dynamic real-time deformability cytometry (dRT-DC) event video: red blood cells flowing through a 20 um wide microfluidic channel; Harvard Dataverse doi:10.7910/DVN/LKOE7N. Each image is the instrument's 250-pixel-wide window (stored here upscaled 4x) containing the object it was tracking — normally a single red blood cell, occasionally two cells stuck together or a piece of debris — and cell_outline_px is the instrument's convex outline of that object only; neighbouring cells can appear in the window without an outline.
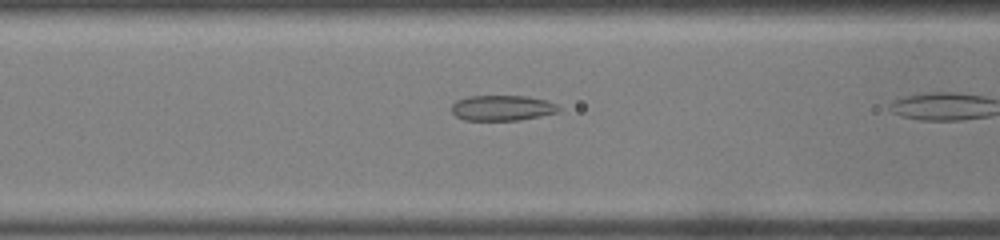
{"species": "common noctule bat (a hibernating species)", "species_latin": "Nyctalus noctula", "temperature_condition": "warm", "stored_images_in_passage": 10, "camera_frame_rate_fps": 3000, "um_per_image_px": 0.085, "animal": {"sex": "male", "body_mass_g": 19.0, "forearm_length_mm": 50.8}, "frame": {"image": 1, "passage_image": 7, "time_ms": 2.0, "image_size_px": [1000, 240], "cell_outline_px": [[560, 112], [540, 116], [516, 120], [464, 120], [456, 116], [452, 112], [452, 104], [456, 100], [468, 96], [528, 96], [548, 100], [556, 104], [560, 108]], "centroid_in_image_um": [42.7, 9.17], "position_along_channel_um": 123.9, "area_um2": 15.95}}
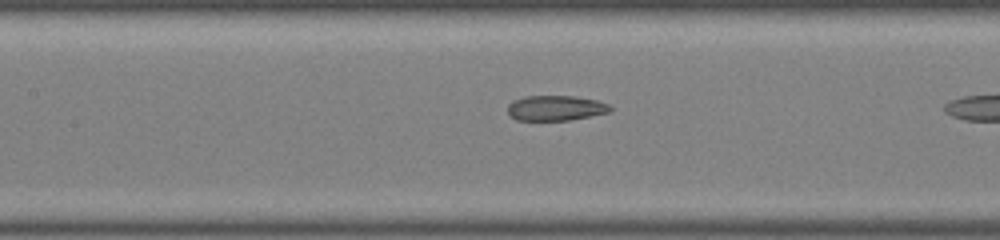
{"frame": {"image": 2, "passage_image": 9, "time_ms": 2.667, "image_size_px": [1000, 240], "cell_outline_px": [[612, 108], [608, 112], [568, 120], [516, 120], [508, 112], [508, 104], [512, 100], [524, 96], [576, 96], [596, 100], [608, 104]], "centroid_in_image_um": [47.19, 9.17], "position_along_channel_um": 160.2, "area_um2": 14.91}}